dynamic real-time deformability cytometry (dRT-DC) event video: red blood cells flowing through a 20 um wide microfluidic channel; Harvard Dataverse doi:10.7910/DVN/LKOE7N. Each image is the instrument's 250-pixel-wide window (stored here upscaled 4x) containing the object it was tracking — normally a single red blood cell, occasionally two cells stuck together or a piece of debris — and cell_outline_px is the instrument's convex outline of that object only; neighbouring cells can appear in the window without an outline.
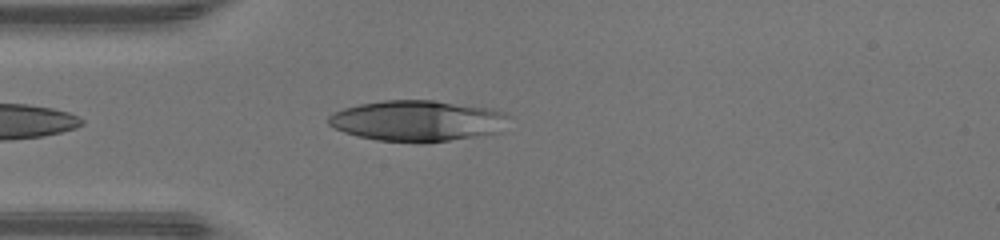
{"species": "human", "species_latin": "Homo sapiens", "temperature_condition": "warm", "stored_images_in_passage": 33, "camera_frame_rate_fps": 3000, "um_per_image_px": 0.085, "donor": {"sex": "male"}, "frame": {"image": 1, "passage_image": 1, "time_ms": 0.0, "image_size_px": [1000, 240], "cell_outline_px": [[512, 116], [500, 132], [428, 144], [420, 144], [376, 140], [356, 136], [344, 132], [328, 124], [328, 116], [332, 112], [344, 108], [360, 104], [384, 100], [436, 100], [492, 108], [504, 112]], "centroid_in_image_um": [35.52, 10.28], "position_along_channel_um": 49.5, "area_um2": 43.81}}
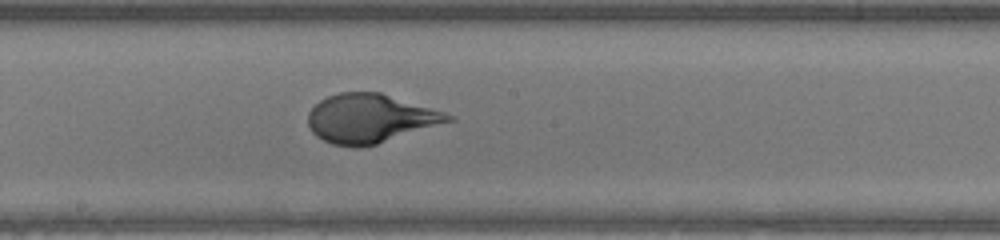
{"frame": {"image": 2, "passage_image": 13, "time_ms": 4.0, "image_size_px": [1000, 240], "cell_outline_px": [[456, 120], [376, 144], [332, 144], [316, 136], [312, 132], [308, 124], [308, 112], [320, 100], [328, 96], [340, 92], [380, 92], [444, 112], [456, 116]], "centroid_in_image_um": [31.49, 10.04], "position_along_channel_um": 216.7, "area_um2": 39.19}}
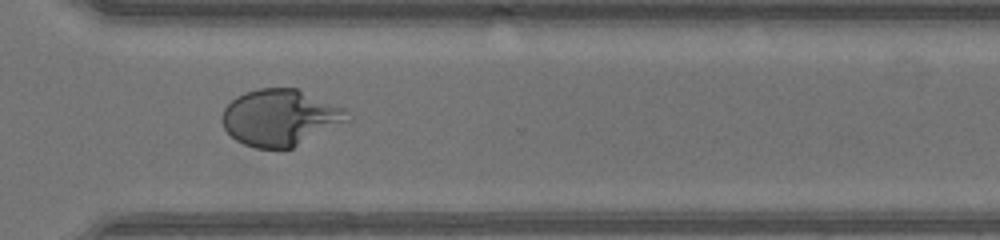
{"frame": {"image": 3, "passage_image": 22, "time_ms": 7.0, "image_size_px": [1000, 240], "cell_outline_px": [[352, 120], [292, 148], [256, 148], [244, 144], [236, 140], [224, 128], [220, 120], [220, 116], [224, 108], [236, 96], [244, 92], [260, 88], [296, 88], [348, 108], [352, 116]], "centroid_in_image_um": [23.87, 9.98], "position_along_channel_um": 346.7, "area_um2": 41.79}}